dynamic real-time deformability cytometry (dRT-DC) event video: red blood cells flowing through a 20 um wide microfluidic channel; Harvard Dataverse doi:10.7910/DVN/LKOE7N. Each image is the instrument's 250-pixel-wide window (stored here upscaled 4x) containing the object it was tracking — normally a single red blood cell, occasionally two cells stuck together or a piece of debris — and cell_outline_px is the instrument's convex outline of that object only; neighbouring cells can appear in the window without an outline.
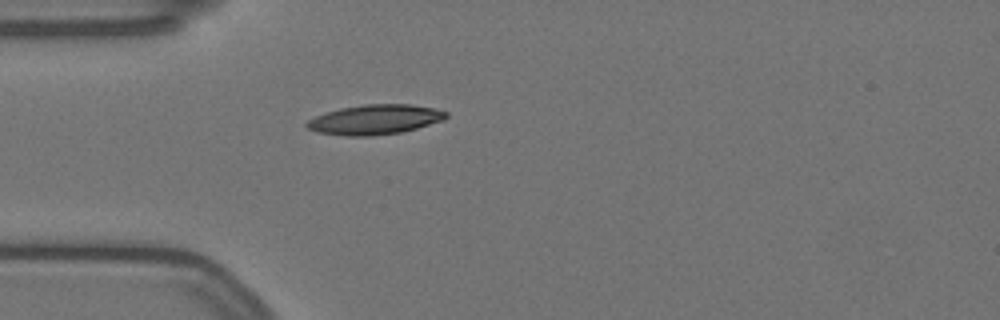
{"species": "Egyptian fruit bat (a non-hibernating species)", "species_latin": "Rousettus aegyptiacus", "temperature_condition": "warm", "stored_images_in_passage": 20, "camera_frame_rate_fps": 3000, "um_per_image_px": 0.085, "animal": {"sex": "female"}, "frame": {"image": 1, "passage_image": 1, "time_ms": 0.0, "image_size_px": [1000, 320], "cell_outline_px": [[448, 116], [444, 120], [416, 128], [400, 132], [372, 136], [344, 136], [316, 132], [308, 128], [304, 124], [308, 120], [316, 116], [340, 108], [364, 104], [408, 104], [432, 108], [448, 112]], "centroid_in_image_um": [31.85, 10.17], "position_along_channel_um": 53.1, "area_um2": 24.1}}
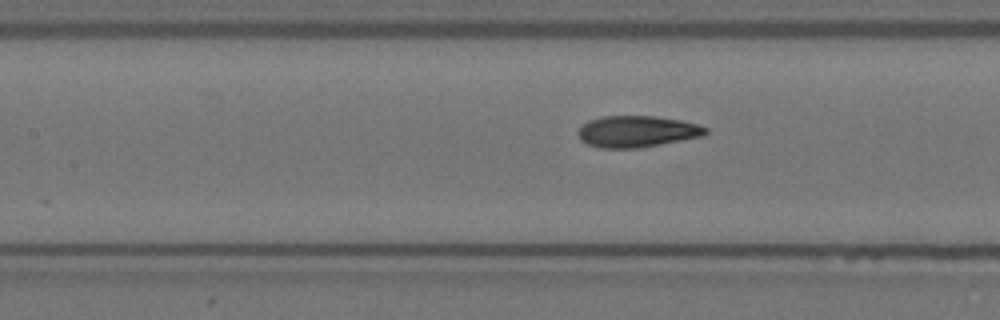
{"frame": {"image": 2, "passage_image": 10, "time_ms": 3.0, "image_size_px": [1000, 320], "cell_outline_px": [[708, 132], [704, 136], [640, 148], [600, 148], [588, 144], [580, 140], [576, 132], [588, 120], [604, 116], [656, 116], [680, 120], [696, 124], [708, 128]], "centroid_in_image_um": [54.14, 11.18], "position_along_channel_um": 153.3, "area_um2": 23.47}}
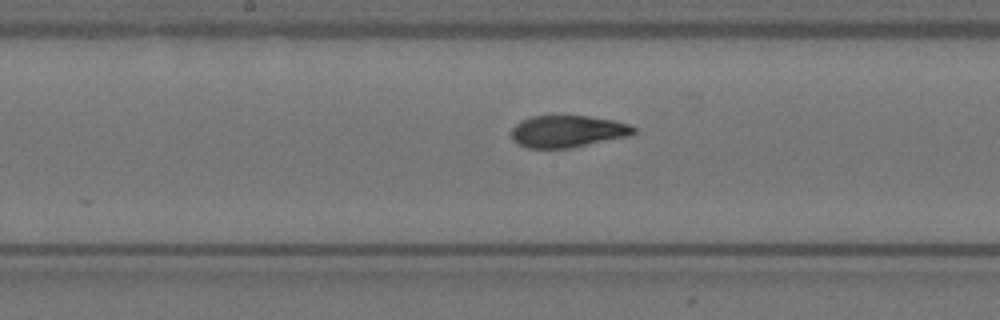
{"frame": {"image": 3, "passage_image": 14, "time_ms": 4.333, "image_size_px": [1000, 320], "cell_outline_px": [[636, 132], [632, 136], [572, 148], [524, 148], [516, 144], [512, 140], [512, 128], [520, 120], [532, 116], [588, 116], [612, 120], [628, 124], [636, 128]], "centroid_in_image_um": [48.25, 11.18], "position_along_channel_um": 200.0, "area_um2": 23.12}}